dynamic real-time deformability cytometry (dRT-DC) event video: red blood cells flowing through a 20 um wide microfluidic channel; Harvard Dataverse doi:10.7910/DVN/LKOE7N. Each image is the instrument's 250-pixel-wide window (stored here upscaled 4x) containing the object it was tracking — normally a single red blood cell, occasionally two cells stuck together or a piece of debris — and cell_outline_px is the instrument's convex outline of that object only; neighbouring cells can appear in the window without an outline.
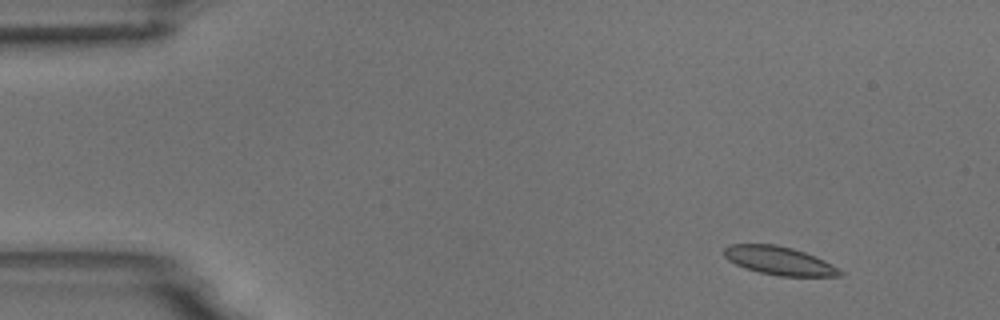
{"species": "common noctule bat (a hibernating species)", "species_latin": "Nyctalus noctula", "temperature_condition": "room temperature", "stored_images_in_passage": 56, "camera_frame_rate_fps": 3000, "um_per_image_px": 0.085, "animal": {"sex": "male", "body_mass_g": 18.8}, "frame": {"image": 1, "passage_image": 5, "time_ms": 1.333, "image_size_px": [1000, 320], "cell_outline_px": [[844, 276], [780, 276], [760, 272], [744, 268], [728, 260], [724, 256], [724, 248], [732, 244], [776, 244], [792, 248], [804, 252], [824, 260], [840, 268], [844, 272]], "centroid_in_image_um": [66.26, 22.16], "position_along_channel_um": 18.7, "area_um2": 19.19}}
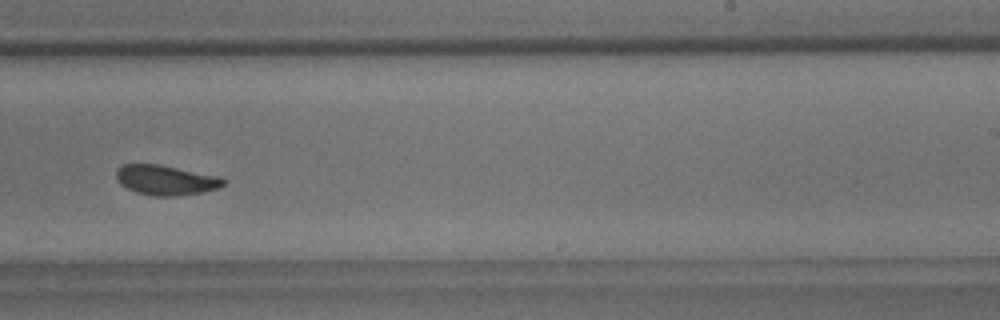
{"frame": {"image": 2, "passage_image": 34, "time_ms": 11.0, "image_size_px": [1000, 320], "cell_outline_px": [[228, 180], [220, 188], [204, 192], [172, 196], [152, 196], [136, 192], [120, 184], [116, 180], [116, 168], [124, 164], [160, 164], [220, 176]], "centroid_in_image_um": [14.12, 15.3], "position_along_channel_um": 274.9, "area_um2": 18.96}}
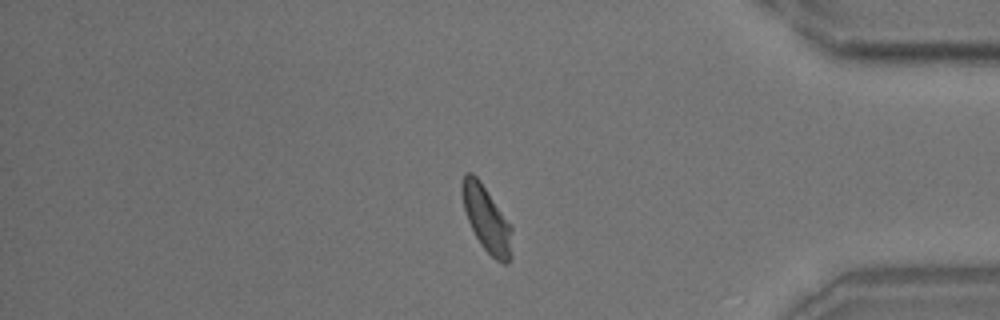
{"frame": {"image": 3, "passage_image": 46, "time_ms": 15.0, "image_size_px": [1000, 320], "cell_outline_px": [[512, 256], [508, 264], [504, 264], [496, 260], [480, 244], [468, 220], [464, 208], [460, 192], [460, 184], [464, 172], [472, 172], [480, 180], [512, 228]], "centroid_in_image_um": [41.34, 18.6], "position_along_channel_um": 393.9, "area_um2": 19.07}}